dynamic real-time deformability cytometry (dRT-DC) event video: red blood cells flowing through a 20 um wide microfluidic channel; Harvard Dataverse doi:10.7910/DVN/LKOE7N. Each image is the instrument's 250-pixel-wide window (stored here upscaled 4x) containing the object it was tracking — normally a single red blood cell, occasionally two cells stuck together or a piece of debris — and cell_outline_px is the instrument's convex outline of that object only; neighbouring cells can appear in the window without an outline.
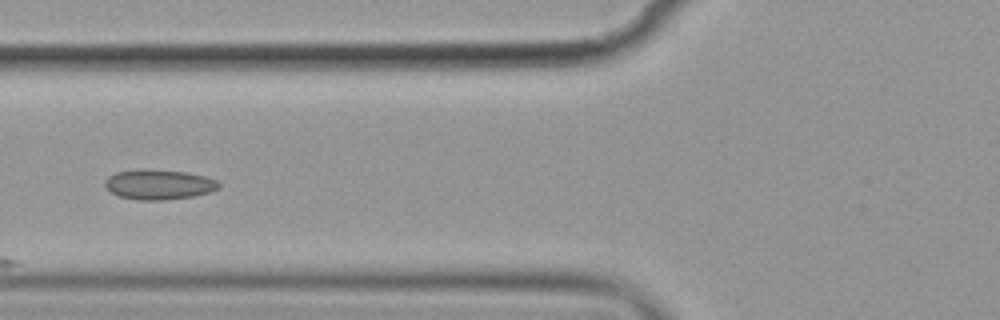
{"species": "common noctule bat (a hibernating species)", "species_latin": "Nyctalus noctula", "temperature_condition": "cold", "stored_images_in_passage": 8, "camera_frame_rate_fps": 3000, "um_per_image_px": 0.085, "animal": {"sex": "female", "body_mass_g": 19.9}, "frame": {"image": 1, "passage_image": 6, "time_ms": 6.667, "image_size_px": [1000, 320], "cell_outline_px": [[220, 188], [212, 192], [192, 196], [164, 200], [136, 200], [120, 196], [112, 192], [104, 184], [104, 180], [108, 176], [116, 172], [144, 168], [188, 172], [204, 176], [216, 180], [220, 184]], "centroid_in_image_um": [13.51, 15.67], "position_along_channel_um": 112.3, "area_um2": 20.06}}